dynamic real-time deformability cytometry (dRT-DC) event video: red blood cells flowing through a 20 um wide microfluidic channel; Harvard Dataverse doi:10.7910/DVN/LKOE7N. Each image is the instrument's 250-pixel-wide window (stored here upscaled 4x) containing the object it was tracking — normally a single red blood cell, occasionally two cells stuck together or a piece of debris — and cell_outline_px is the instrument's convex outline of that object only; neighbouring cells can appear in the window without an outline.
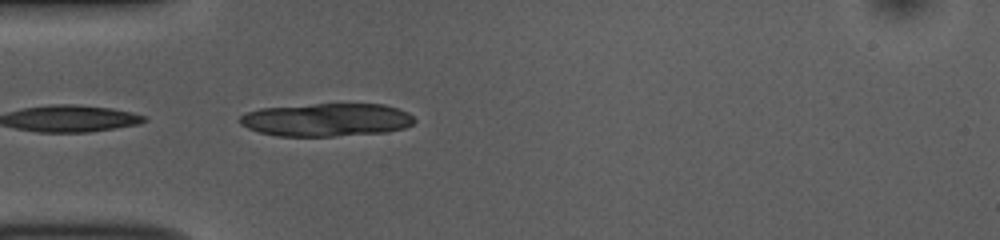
{"species": "common noctule bat (a hibernating species)", "species_latin": "Nyctalus noctula", "temperature_condition": "room temperature", "stored_images_in_passage": 7, "camera_frame_rate_fps": 3000, "um_per_image_px": 0.085, "animal": {"sex": "female", "body_mass_g": 10.0, "forearm_length_mm": 53.1}, "frame": {"image": 1, "passage_image": 3, "time_ms": 0.667, "image_size_px": [1000, 240], "cell_outline_px": [[416, 120], [412, 124], [404, 128], [388, 132], [336, 136], [276, 136], [260, 132], [248, 128], [240, 124], [236, 120], [240, 116], [248, 112], [260, 108], [316, 104], [384, 104], [408, 112]], "centroid_in_image_um": [27.75, 10.19], "position_along_channel_um": 57.2, "area_um2": 33.76}}